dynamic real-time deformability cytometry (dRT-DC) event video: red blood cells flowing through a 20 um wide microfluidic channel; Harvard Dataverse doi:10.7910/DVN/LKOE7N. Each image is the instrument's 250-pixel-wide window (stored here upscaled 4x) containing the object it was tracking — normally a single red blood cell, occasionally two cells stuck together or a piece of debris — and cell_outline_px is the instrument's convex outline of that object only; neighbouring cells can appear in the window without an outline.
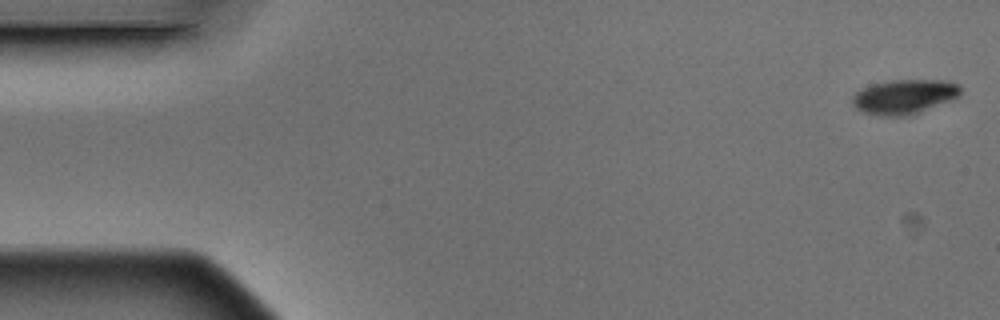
{"species": "Egyptian fruit bat (a non-hibernating species)", "species_latin": "Rousettus aegyptiacus", "temperature_condition": "warm", "stored_images_in_passage": 5, "camera_frame_rate_fps": 3000, "um_per_image_px": 0.085, "animal": {"sex": "male"}, "frame": {"image": 1, "passage_image": 1, "time_ms": 0.0, "image_size_px": [1000, 320], "cell_outline_px": [[960, 96], [908, 116], [880, 116], [864, 112], [856, 108], [852, 104], [852, 96], [860, 88], [872, 84], [892, 80], [948, 80], [960, 84]], "centroid_in_image_um": [76.84, 8.21], "position_along_channel_um": 8.2, "area_um2": 21.79}}
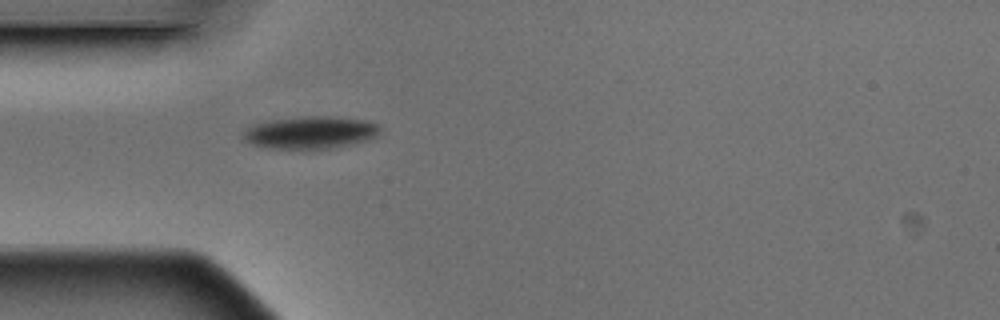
{"frame": {"image": 2, "passage_image": 5, "time_ms": 1.333, "image_size_px": [1000, 320], "cell_outline_px": [[380, 136], [368, 140], [332, 148], [268, 148], [252, 144], [244, 140], [244, 132], [248, 128], [256, 124], [272, 120], [308, 116], [332, 116], [364, 120], [380, 124]], "centroid_in_image_um": [26.47, 11.26], "position_along_channel_um": 58.5, "area_um2": 25.61}}